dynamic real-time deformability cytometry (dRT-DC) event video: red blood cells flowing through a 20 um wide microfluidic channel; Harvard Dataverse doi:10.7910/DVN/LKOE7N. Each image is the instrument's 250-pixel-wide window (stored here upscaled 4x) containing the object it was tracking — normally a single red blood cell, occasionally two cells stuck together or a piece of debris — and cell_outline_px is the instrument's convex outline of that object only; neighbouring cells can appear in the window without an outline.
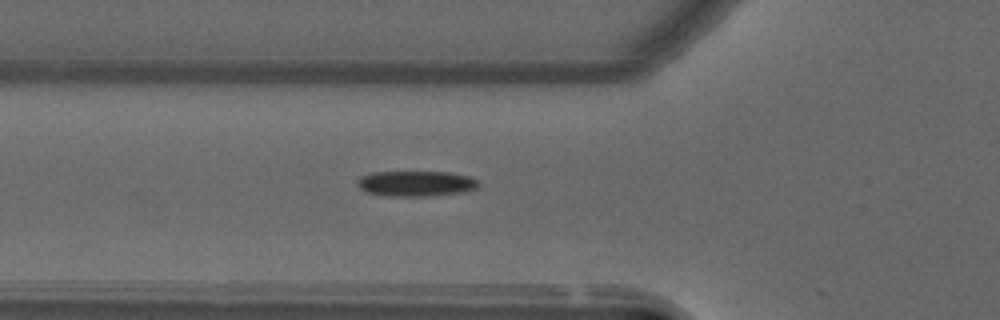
{"species": "common noctule bat (a hibernating species)", "species_latin": "Nyctalus noctula", "temperature_condition": "warm", "stored_images_in_passage": 16, "camera_frame_rate_fps": 3000, "um_per_image_px": 0.085, "animal": {"sex": "male", "forearm_length_mm": 52.5}, "frame": {"image": 1, "passage_image": 2, "time_ms": 0.333, "image_size_px": [1000, 320], "cell_outline_px": [[480, 184], [476, 188], [464, 192], [424, 196], [388, 196], [368, 192], [360, 188], [356, 184], [356, 180], [360, 176], [372, 172], [448, 172], [468, 176], [480, 180]], "centroid_in_image_um": [35.36, 15.59], "position_along_channel_um": 90.4, "area_um2": 18.03}}
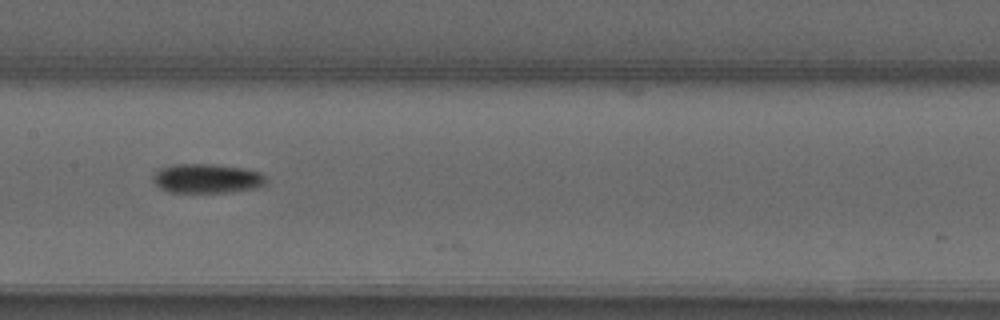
{"frame": {"image": 2, "passage_image": 10, "time_ms": 3.0, "image_size_px": [1000, 320], "cell_outline_px": [[268, 184], [256, 188], [228, 192], [172, 192], [160, 188], [152, 180], [152, 176], [160, 168], [172, 164], [212, 164], [244, 168], [260, 172], [268, 180]], "centroid_in_image_um": [17.61, 15.17], "position_along_channel_um": 189.8, "area_um2": 19.42}}
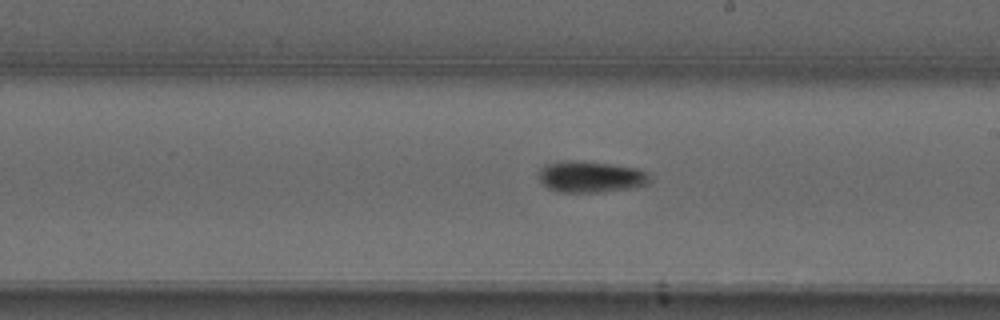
{"frame": {"image": 3, "passage_image": 14, "time_ms": 4.333, "image_size_px": [1000, 320], "cell_outline_px": [[652, 180], [648, 184], [632, 188], [600, 192], [556, 192], [548, 188], [540, 180], [540, 168], [548, 164], [560, 160], [580, 160], [636, 168], [644, 172]], "centroid_in_image_um": [50.19, 15.03], "position_along_channel_um": 238.8, "area_um2": 20.23}}